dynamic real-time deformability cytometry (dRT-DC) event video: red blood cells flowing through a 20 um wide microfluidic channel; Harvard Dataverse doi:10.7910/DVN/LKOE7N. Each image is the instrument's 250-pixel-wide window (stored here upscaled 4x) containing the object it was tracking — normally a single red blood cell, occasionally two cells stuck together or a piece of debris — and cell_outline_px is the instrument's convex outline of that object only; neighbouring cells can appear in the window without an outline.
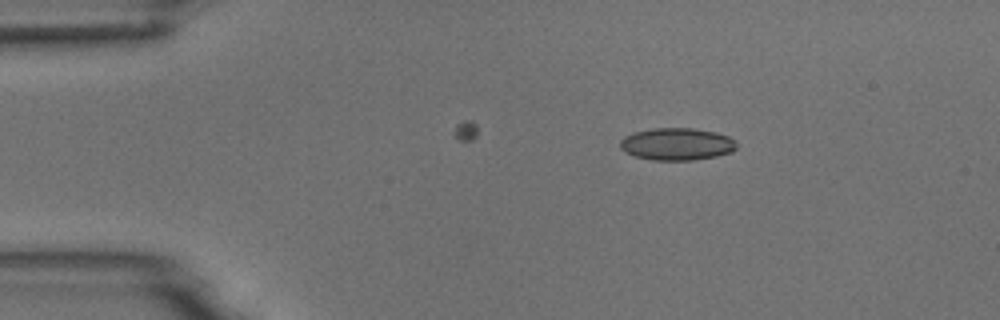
{"species": "common noctule bat (a hibernating species)", "species_latin": "Nyctalus noctula", "temperature_condition": "room temperature", "stored_images_in_passage": 3, "camera_frame_rate_fps": 3000, "um_per_image_px": 0.085, "animal": {"sex": "male", "body_mass_g": 18.8}, "frame": {"image": 1, "passage_image": 1, "time_ms": 0.0, "image_size_px": [1000, 320], "cell_outline_px": [[736, 148], [732, 152], [716, 156], [692, 160], [652, 160], [636, 156], [624, 152], [620, 148], [620, 140], [624, 136], [632, 132], [652, 128], [692, 128], [716, 132], [728, 136], [736, 144]], "centroid_in_image_um": [57.49, 12.24], "position_along_channel_um": 27.5, "area_um2": 21.96}}